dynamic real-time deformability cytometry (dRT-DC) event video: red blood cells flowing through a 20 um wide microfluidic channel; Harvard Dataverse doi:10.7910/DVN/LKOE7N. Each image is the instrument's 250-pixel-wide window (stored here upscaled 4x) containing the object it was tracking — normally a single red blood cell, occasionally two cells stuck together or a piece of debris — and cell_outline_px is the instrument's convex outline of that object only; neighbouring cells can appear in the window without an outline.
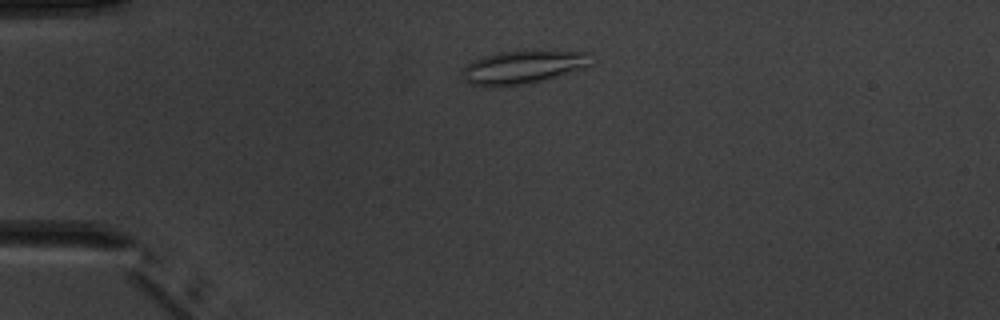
{"species": "common noctule bat (a hibernating species)", "species_latin": "Nyctalus noctula", "temperature_condition": "warm", "stored_images_in_passage": 3, "camera_frame_rate_fps": 3000, "um_per_image_px": 0.085, "animal": {"sex": "male", "body_mass_g": 20.1, "forearm_length_mm": 53.5}, "frame": {"image": 1, "passage_image": 1, "time_ms": 0.0, "image_size_px": [1000, 320], "cell_outline_px": [[592, 64], [588, 68], [524, 84], [500, 88], [468, 84], [460, 76], [460, 72], [464, 64], [472, 60], [484, 56], [516, 48], [532, 48], [588, 52]], "centroid_in_image_um": [44.42, 5.66], "position_along_channel_um": 40.6, "area_um2": 26.41}}
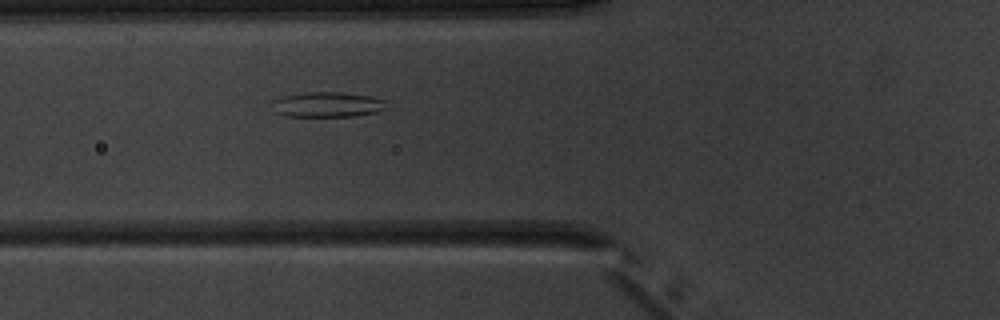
{"frame": {"image": 2, "passage_image": 3, "time_ms": 2.333, "image_size_px": [1000, 320], "cell_outline_px": [[392, 108], [380, 112], [352, 116], [284, 116], [272, 112], [272, 100], [284, 96], [304, 92], [340, 92], [372, 96], [388, 100]], "centroid_in_image_um": [27.92, 8.89], "position_along_channel_um": 97.9, "area_um2": 17.4}}